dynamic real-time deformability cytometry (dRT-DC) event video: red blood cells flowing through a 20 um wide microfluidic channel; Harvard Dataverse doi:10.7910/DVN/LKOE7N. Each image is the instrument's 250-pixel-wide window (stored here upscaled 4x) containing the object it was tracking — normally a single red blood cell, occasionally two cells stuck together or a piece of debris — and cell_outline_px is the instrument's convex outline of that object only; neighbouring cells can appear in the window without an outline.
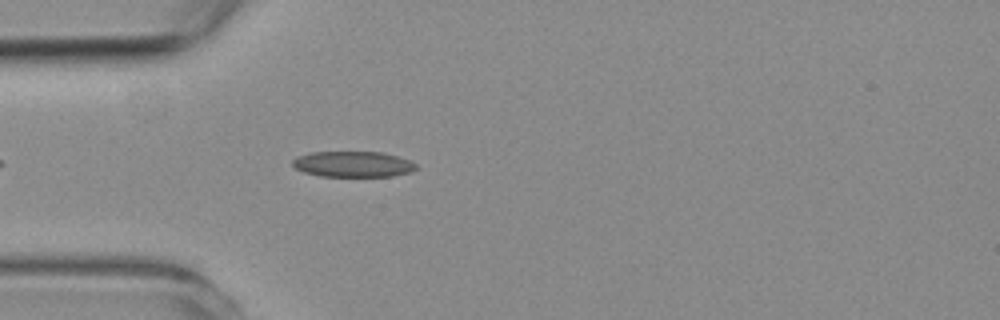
{"species": "common noctule bat (a hibernating species)", "species_latin": "Nyctalus noctula", "temperature_condition": "room temperature", "stored_images_in_passage": 20, "camera_frame_rate_fps": 3000, "um_per_image_px": 0.085, "animal": {"sex": "female", "body_mass_g": 19.3, "forearm_length_mm": 54.1}, "frame": {"image": 1, "passage_image": 6, "time_ms": 1.667, "image_size_px": [1000, 320], "cell_outline_px": [[416, 168], [412, 172], [392, 176], [320, 176], [304, 172], [296, 168], [292, 164], [292, 160], [296, 156], [312, 152], [384, 152], [412, 160], [416, 164]], "centroid_in_image_um": [30.03, 13.95], "position_along_channel_um": 55.0, "area_um2": 18.67}}
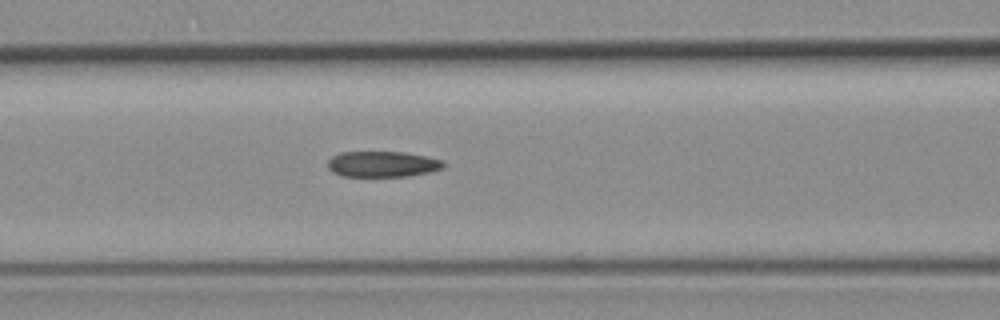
{"frame": {"image": 2, "passage_image": 13, "time_ms": 4.0, "image_size_px": [1000, 320], "cell_outline_px": [[444, 168], [432, 172], [408, 176], [340, 176], [332, 172], [328, 168], [328, 160], [332, 156], [340, 152], [404, 152], [444, 160]], "centroid_in_image_um": [32.51, 13.95], "position_along_channel_um": 134.1, "area_um2": 17.51}}
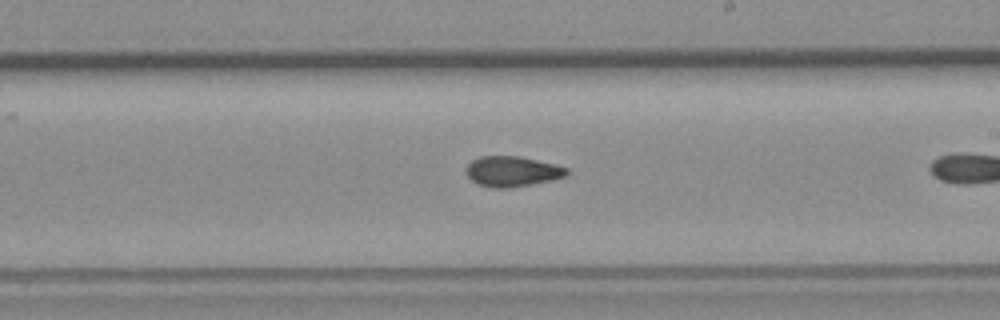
{"frame": {"image": 3, "passage_image": 19, "time_ms": 6.0, "image_size_px": [1000, 320], "cell_outline_px": [[572, 172], [568, 176], [552, 180], [532, 184], [508, 188], [492, 188], [476, 184], [464, 172], [464, 168], [472, 160], [480, 156], [520, 156], [556, 164], [568, 168]], "centroid_in_image_um": [43.56, 14.57], "position_along_channel_um": 245.4, "area_um2": 18.21}}